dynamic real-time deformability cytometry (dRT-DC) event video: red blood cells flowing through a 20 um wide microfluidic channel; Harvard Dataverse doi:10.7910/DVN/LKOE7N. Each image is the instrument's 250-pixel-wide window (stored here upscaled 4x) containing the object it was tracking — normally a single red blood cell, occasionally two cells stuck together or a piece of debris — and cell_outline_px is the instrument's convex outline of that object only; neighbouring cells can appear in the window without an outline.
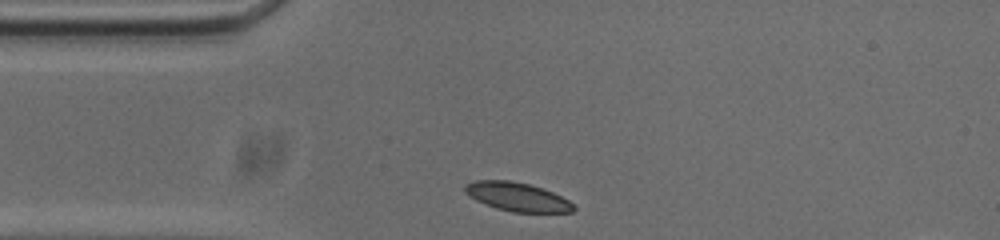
{"species": "common noctule bat (a hibernating species)", "species_latin": "Nyctalus noctula", "temperature_condition": "cold", "stored_images_in_passage": 31, "camera_frame_rate_fps": 3000, "um_per_image_px": 0.085, "animal": {"sex": "male", "body_mass_g": 20.0, "forearm_length_mm": 53.3}, "frame": {"image": 1, "passage_image": 1, "time_ms": 0.0, "image_size_px": [1000, 240], "cell_outline_px": [[576, 208], [572, 212], [512, 212], [496, 208], [484, 204], [476, 200], [464, 192], [464, 184], [476, 180], [512, 180], [528, 184], [552, 192], [568, 200]], "centroid_in_image_um": [43.92, 16.73], "position_along_channel_um": 41.1, "area_um2": 18.09}}
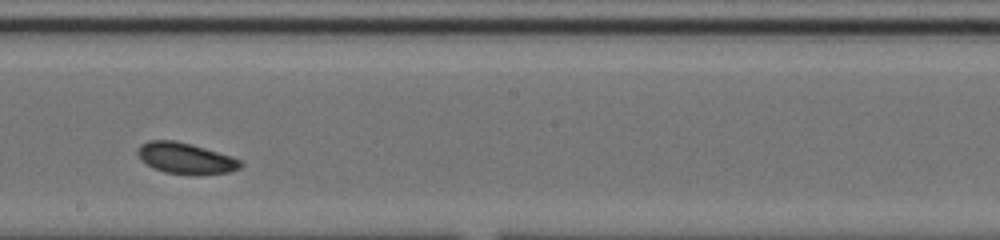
{"frame": {"image": 2, "passage_image": 18, "time_ms": 5.667, "image_size_px": [1000, 240], "cell_outline_px": [[244, 164], [240, 168], [228, 172], [196, 176], [164, 172], [152, 168], [140, 160], [136, 152], [140, 144], [148, 140], [176, 140], [192, 144], [232, 156], [240, 160]], "centroid_in_image_um": [15.76, 13.46], "position_along_channel_um": 232.4, "area_um2": 19.07}}
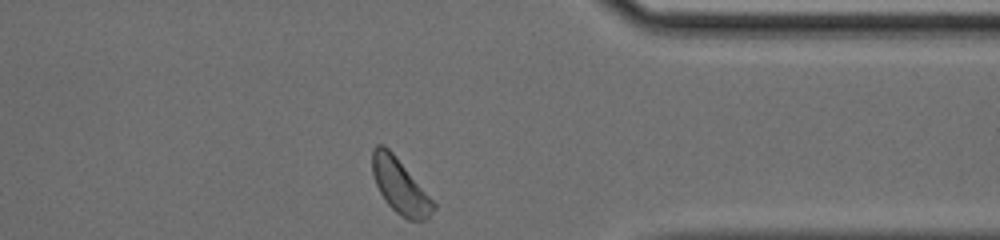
{"frame": {"image": 3, "passage_image": 31, "time_ms": 10.0, "image_size_px": [1000, 240], "cell_outline_px": [[436, 208], [424, 220], [408, 220], [400, 216], [384, 200], [376, 184], [372, 172], [372, 148], [376, 144], [384, 144], [392, 152], [436, 204]], "centroid_in_image_um": [33.97, 15.81], "position_along_channel_um": 377.4, "area_um2": 19.19}}